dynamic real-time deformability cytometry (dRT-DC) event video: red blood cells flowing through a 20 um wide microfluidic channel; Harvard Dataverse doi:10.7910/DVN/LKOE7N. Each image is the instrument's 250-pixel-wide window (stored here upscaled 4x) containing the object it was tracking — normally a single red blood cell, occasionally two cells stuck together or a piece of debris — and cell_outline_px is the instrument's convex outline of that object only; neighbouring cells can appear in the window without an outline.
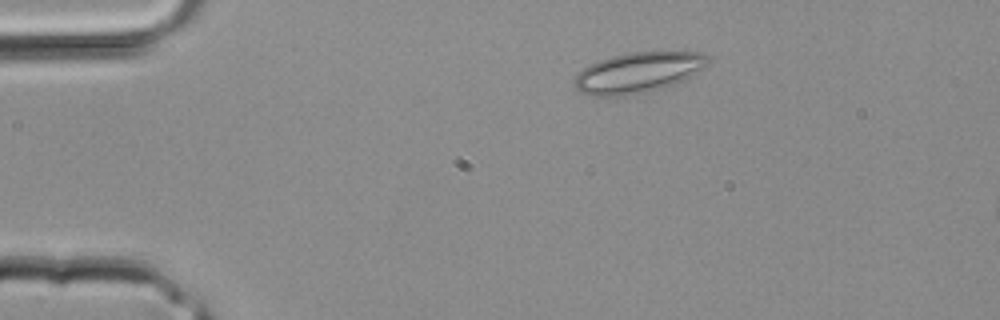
{"species": "common noctule bat (a hibernating species)", "species_latin": "Nyctalus noctula", "temperature_condition": "room temperature", "stored_images_in_passage": 2, "camera_frame_rate_fps": 3000, "um_per_image_px": 0.085, "animal": {"sex": "male", "body_mass_g": 20.4}, "frame": {"image": 1, "passage_image": 2, "time_ms": 0.333, "image_size_px": [1000, 320], "cell_outline_px": [[712, 60], [704, 68], [680, 80], [648, 92], [620, 96], [592, 96], [580, 92], [576, 88], [576, 76], [588, 64], [612, 56], [628, 52], [704, 52], [712, 56]], "centroid_in_image_um": [54.26, 6.14], "position_along_channel_um": 30.7, "area_um2": 31.21}}